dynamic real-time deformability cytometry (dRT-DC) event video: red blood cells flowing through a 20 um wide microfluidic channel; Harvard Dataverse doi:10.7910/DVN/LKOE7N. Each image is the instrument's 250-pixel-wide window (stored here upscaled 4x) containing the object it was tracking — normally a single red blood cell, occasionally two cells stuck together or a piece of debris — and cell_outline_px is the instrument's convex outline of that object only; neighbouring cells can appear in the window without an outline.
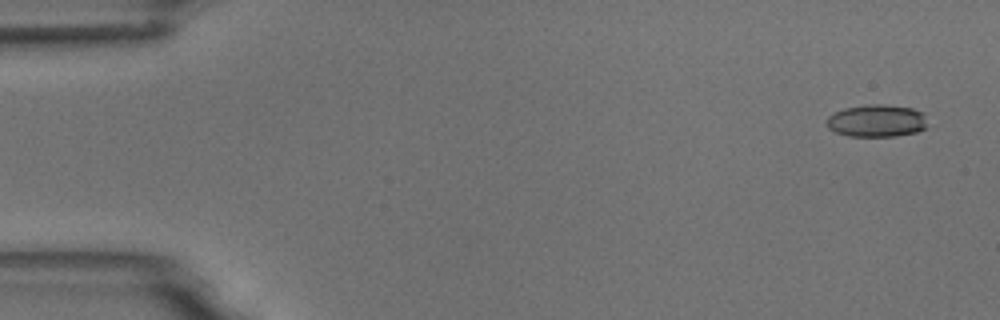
{"species": "common noctule bat (a hibernating species)", "species_latin": "Nyctalus noctula", "temperature_condition": "room temperature", "stored_images_in_passage": 6, "camera_frame_rate_fps": 3000, "um_per_image_px": 0.085, "animal": {"sex": "male", "body_mass_g": 18.8}, "frame": {"image": 1, "passage_image": 1, "time_ms": 0.0, "image_size_px": [1000, 320], "cell_outline_px": [[924, 128], [916, 132], [896, 136], [848, 136], [836, 132], [828, 128], [828, 116], [844, 108], [868, 104], [884, 104], [912, 108], [924, 112]], "centroid_in_image_um": [74.51, 10.26], "position_along_channel_um": 10.5, "area_um2": 18.84}}
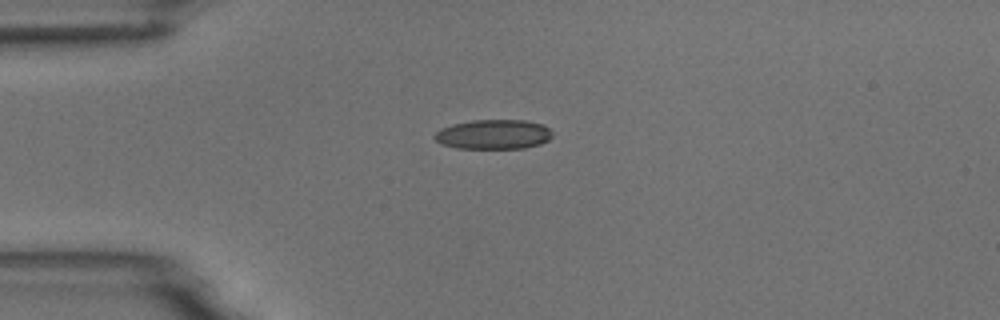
{"frame": {"image": 2, "passage_image": 4, "time_ms": 3.667, "image_size_px": [1000, 320], "cell_outline_px": [[552, 136], [548, 140], [540, 144], [524, 148], [456, 148], [440, 144], [432, 136], [440, 128], [452, 124], [472, 120], [524, 120], [540, 124], [548, 128], [552, 132]], "centroid_in_image_um": [41.9, 11.42], "position_along_channel_um": 43.1, "area_um2": 20.35}}